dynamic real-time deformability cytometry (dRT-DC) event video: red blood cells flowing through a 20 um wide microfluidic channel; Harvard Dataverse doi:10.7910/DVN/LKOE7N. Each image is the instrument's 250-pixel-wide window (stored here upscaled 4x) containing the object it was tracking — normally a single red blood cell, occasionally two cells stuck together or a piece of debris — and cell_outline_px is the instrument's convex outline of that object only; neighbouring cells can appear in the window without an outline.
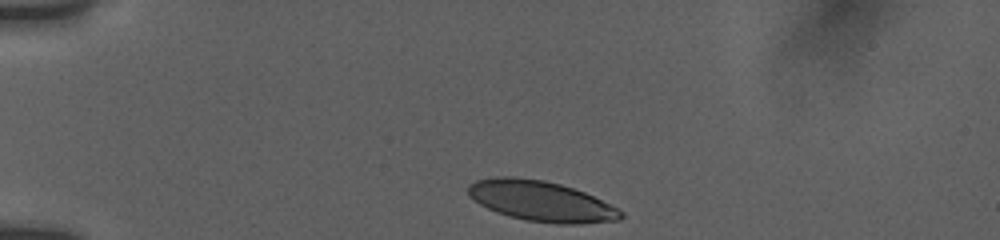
{"species": "human", "species_latin": "Homo sapiens", "temperature_condition": "room temperature", "stored_images_in_passage": 36, "camera_frame_rate_fps": 3000, "um_per_image_px": 0.085, "donor": {"sex": "female"}, "frame": {"image": 1, "passage_image": 1, "time_ms": 0.0, "image_size_px": [1000, 240], "cell_outline_px": [[624, 216], [620, 220], [580, 224], [560, 224], [524, 220], [508, 216], [496, 212], [480, 204], [468, 196], [468, 184], [476, 180], [496, 176], [512, 176], [544, 180], [560, 184], [584, 192], [620, 208], [624, 212]], "centroid_in_image_um": [46.01, 17.1], "position_along_channel_um": 39.0, "area_um2": 36.24}}
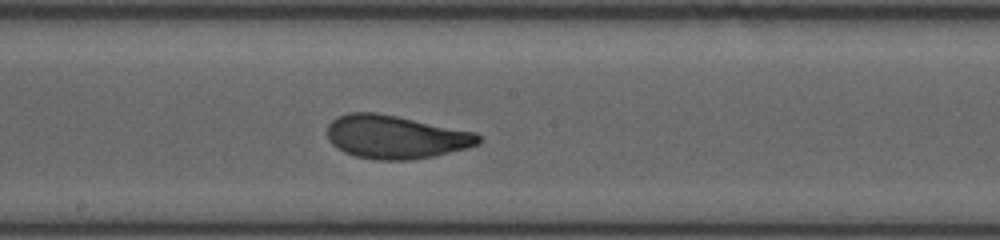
{"frame": {"image": 2, "passage_image": 19, "time_ms": 6.0, "image_size_px": [1000, 240], "cell_outline_px": [[484, 140], [480, 144], [468, 148], [432, 156], [408, 160], [376, 160], [356, 156], [344, 152], [336, 148], [328, 140], [328, 124], [336, 116], [348, 112], [376, 112], [476, 132]], "centroid_in_image_um": [33.63, 11.64], "position_along_channel_um": 214.6, "area_um2": 38.38}}
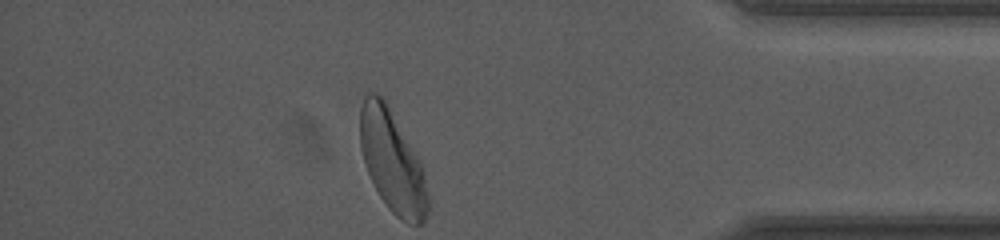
{"frame": {"image": 3, "passage_image": 36, "time_ms": 11.667, "image_size_px": [1000, 240], "cell_outline_px": [[428, 212], [424, 220], [420, 224], [408, 224], [400, 220], [388, 208], [380, 196], [368, 172], [360, 148], [360, 108], [364, 96], [368, 92], [376, 92], [384, 100], [424, 168], [428, 192]], "centroid_in_image_um": [33.35, 13.75], "position_along_channel_um": 401.9, "area_um2": 39.88}, "authors_computed_cell_mechanics": {"area_um2": 38.1769, "velocity_mm_per_s": 3.8152, "shape_relaxation_time_tau1_ms": 3.4573, "shape_relaxation_time_tau2_ms": 0.9349, "deformation_change_tau1": 0.1487, "deformation_change_tau2": 0.071}}